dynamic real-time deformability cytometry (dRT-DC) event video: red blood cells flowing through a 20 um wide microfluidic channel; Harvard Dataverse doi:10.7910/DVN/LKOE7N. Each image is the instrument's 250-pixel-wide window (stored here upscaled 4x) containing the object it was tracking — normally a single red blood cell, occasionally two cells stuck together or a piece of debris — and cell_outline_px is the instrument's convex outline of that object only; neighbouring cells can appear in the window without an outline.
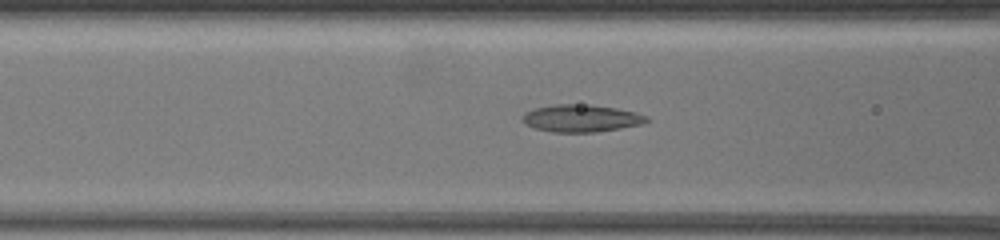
{"species": "common noctule bat (a hibernating species)", "species_latin": "Nyctalus noctula", "temperature_condition": "warm", "stored_images_in_passage": 9, "camera_frame_rate_fps": 3000, "um_per_image_px": 0.085, "animal": {"sex": "female", "body_mass_g": 19.5, "forearm_length_mm": 54.1}, "frame": {"image": 1, "passage_image": 8, "time_ms": 1.667, "image_size_px": [1000, 240], "cell_outline_px": [[648, 120], [640, 124], [620, 128], [596, 132], [552, 132], [536, 128], [520, 120], [524, 112], [532, 108], [556, 104], [592, 104], [616, 108], [636, 112], [648, 116]], "centroid_in_image_um": [49.37, 10.04], "position_along_channel_um": 117.2, "area_um2": 19.83}}